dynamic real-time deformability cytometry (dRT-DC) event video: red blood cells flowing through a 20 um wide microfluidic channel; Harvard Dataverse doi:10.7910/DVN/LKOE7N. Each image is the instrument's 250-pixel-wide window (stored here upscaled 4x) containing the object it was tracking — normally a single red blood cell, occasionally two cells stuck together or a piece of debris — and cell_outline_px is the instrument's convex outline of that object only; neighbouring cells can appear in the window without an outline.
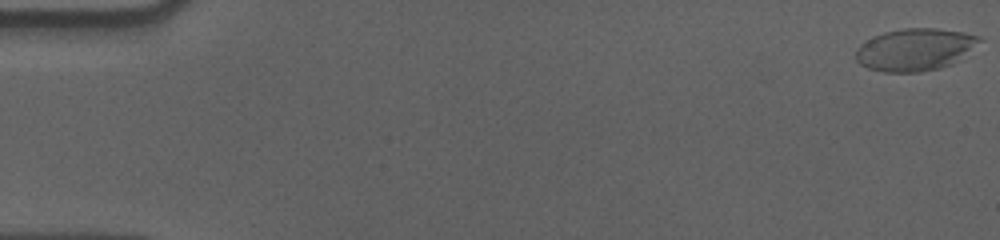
{"species": "human", "species_latin": "Homo sapiens", "temperature_condition": "cold", "stored_images_in_passage": 58, "camera_frame_rate_fps": 3000, "um_per_image_px": 0.085, "donor": {"sex": "male"}, "frame": {"image": 1, "passage_image": 1, "time_ms": 0.0, "image_size_px": [1000, 240], "cell_outline_px": [[984, 40], [952, 64], [940, 68], [920, 72], [884, 72], [868, 68], [860, 64], [856, 60], [856, 48], [860, 44], [884, 32], [904, 28], [936, 28], [964, 32], [980, 36]], "centroid_in_image_um": [77.79, 4.21], "position_along_channel_um": 7.2, "area_um2": 30.46}}
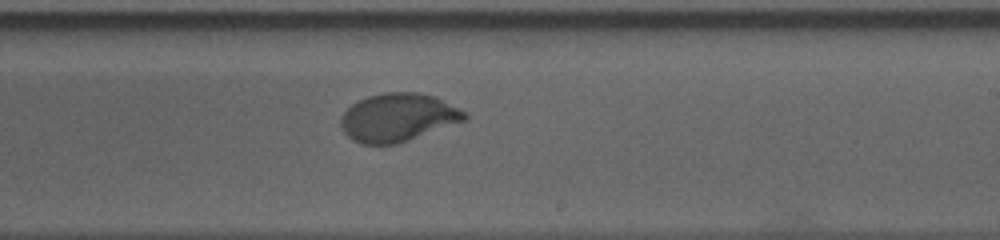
{"frame": {"image": 2, "passage_image": 35, "time_ms": 11.333, "image_size_px": [1000, 240], "cell_outline_px": [[468, 120], [396, 144], [360, 144], [352, 140], [344, 132], [340, 124], [340, 116], [352, 104], [368, 96], [384, 92], [416, 92], [436, 96], [468, 112]], "centroid_in_image_um": [33.86, 9.98], "position_along_channel_um": 255.1, "area_um2": 35.03}}
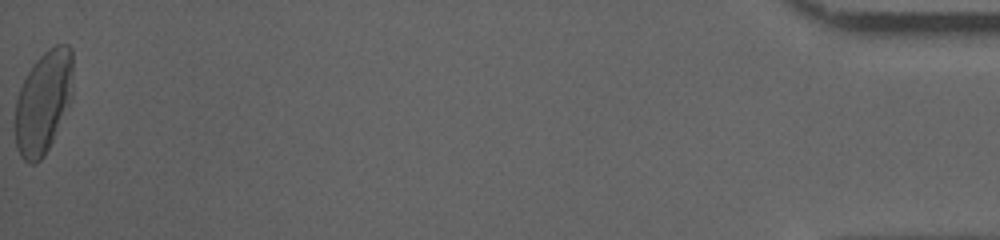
{"frame": {"image": 3, "passage_image": 58, "time_ms": 19.0, "image_size_px": [1000, 240], "cell_outline_px": [[72, 96], [52, 140], [44, 156], [36, 164], [28, 164], [20, 156], [16, 148], [16, 100], [20, 88], [32, 64], [48, 48], [56, 44], [68, 44], [72, 48]], "centroid_in_image_um": [3.68, 8.66], "position_along_channel_um": 431.5, "area_um2": 34.39}, "authors_computed_cell_mechanics": {"area_um2": 33.9864, "velocity_mm_per_s": 3.5701, "shape_relaxation_time_tau1_ms": 3.8822, "shape_relaxation_time_tau2_ms": null, "deformation_change_tau1": 0.1979, "deformation_change_tau2": null}}